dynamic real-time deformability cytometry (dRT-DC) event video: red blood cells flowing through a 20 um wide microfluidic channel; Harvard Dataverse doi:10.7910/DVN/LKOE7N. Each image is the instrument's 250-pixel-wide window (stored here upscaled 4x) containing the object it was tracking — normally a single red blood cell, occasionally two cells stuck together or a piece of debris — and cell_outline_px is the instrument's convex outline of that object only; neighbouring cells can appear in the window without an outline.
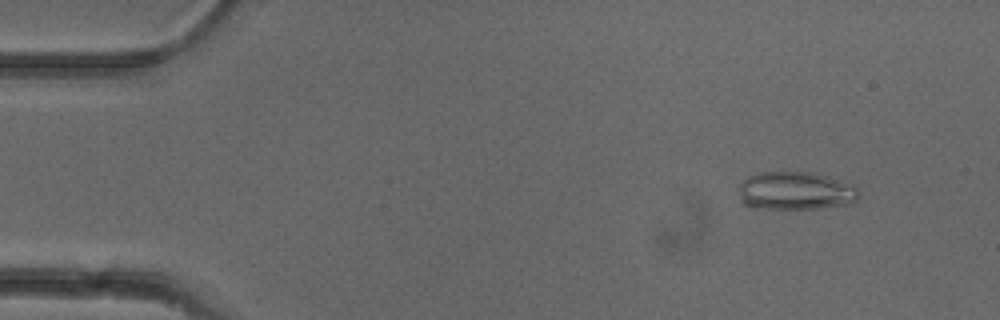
{"species": "common noctule bat (a hibernating species)", "species_latin": "Nyctalus noctula", "temperature_condition": "cold", "stored_images_in_passage": 7, "camera_frame_rate_fps": 3000, "um_per_image_px": 0.085, "animal": {"sex": "female"}, "frame": {"image": 1, "passage_image": 1, "time_ms": 0.0, "image_size_px": [1000, 320], "cell_outline_px": [[860, 196], [852, 204], [816, 208], [756, 208], [744, 204], [740, 200], [740, 184], [748, 176], [760, 172], [816, 172], [852, 184], [860, 192]], "centroid_in_image_um": [67.66, 16.21], "position_along_channel_um": 17.3, "area_um2": 26.76}}
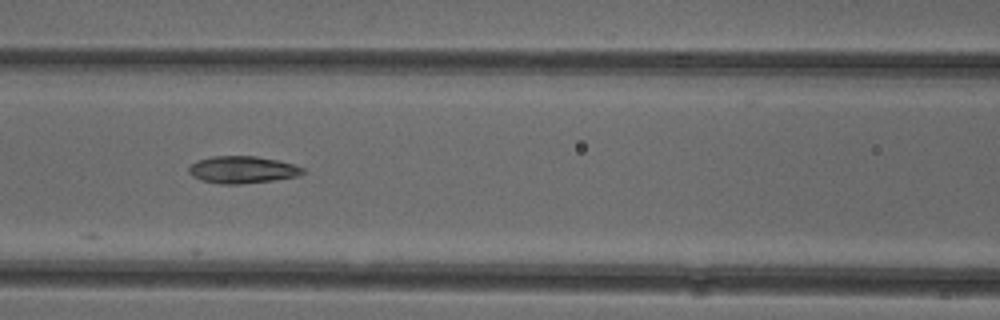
{"frame": {"image": 2, "passage_image": 6, "time_ms": 5.667, "image_size_px": [1000, 320], "cell_outline_px": [[304, 172], [296, 176], [272, 180], [240, 184], [220, 184], [200, 180], [192, 176], [188, 172], [188, 168], [196, 160], [212, 156], [256, 156], [276, 160], [292, 164], [304, 168]], "centroid_in_image_um": [20.54, 14.42], "position_along_channel_um": 146.1, "area_um2": 17.92}}
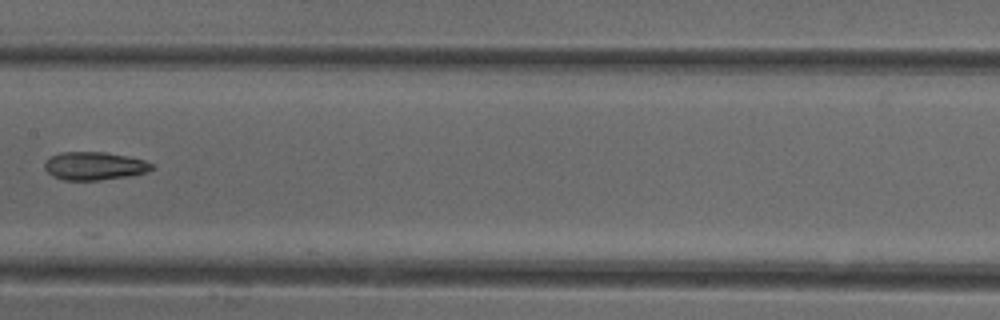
{"frame": {"image": 3, "passage_image": 7, "time_ms": 7.0, "image_size_px": [1000, 320], "cell_outline_px": [[156, 168], [148, 172], [128, 176], [100, 180], [64, 180], [52, 176], [44, 168], [44, 164], [52, 156], [60, 152], [104, 152], [144, 160], [156, 164]], "centroid_in_image_um": [8.07, 14.11], "position_along_channel_um": 199.3, "area_um2": 17.57}}